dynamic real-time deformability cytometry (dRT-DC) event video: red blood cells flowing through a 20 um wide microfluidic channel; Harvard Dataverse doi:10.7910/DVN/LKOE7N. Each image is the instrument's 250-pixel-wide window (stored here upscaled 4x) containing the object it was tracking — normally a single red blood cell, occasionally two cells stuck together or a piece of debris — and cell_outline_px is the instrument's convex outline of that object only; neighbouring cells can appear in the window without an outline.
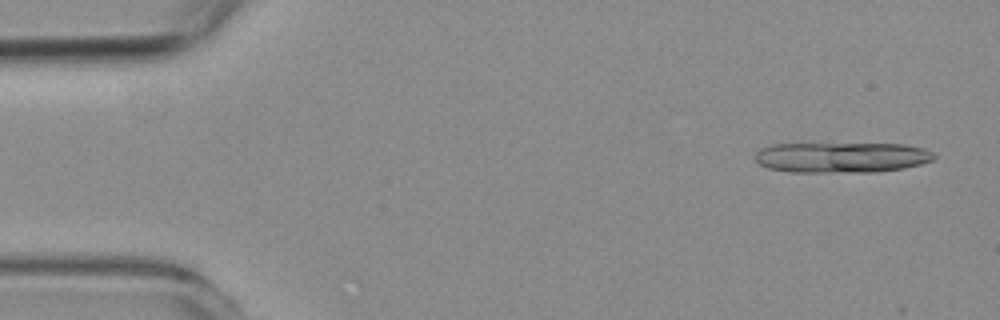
{"species": "common noctule bat (a hibernating species)", "species_latin": "Nyctalus noctula", "temperature_condition": "room temperature", "stored_images_in_passage": 7, "camera_frame_rate_fps": 3000, "um_per_image_px": 0.085, "animal": {"sex": "female", "body_mass_g": 19.3, "forearm_length_mm": 54.1}, "frame": {"image": 1, "passage_image": 3, "time_ms": 0.667, "image_size_px": [1000, 320], "cell_outline_px": [[936, 156], [932, 160], [920, 164], [904, 168], [876, 172], [788, 172], [768, 168], [760, 164], [756, 160], [756, 152], [760, 148], [772, 144], [904, 144], [924, 148], [932, 152]], "centroid_in_image_um": [71.53, 13.38], "position_along_channel_um": 13.5, "area_um2": 31.85}}